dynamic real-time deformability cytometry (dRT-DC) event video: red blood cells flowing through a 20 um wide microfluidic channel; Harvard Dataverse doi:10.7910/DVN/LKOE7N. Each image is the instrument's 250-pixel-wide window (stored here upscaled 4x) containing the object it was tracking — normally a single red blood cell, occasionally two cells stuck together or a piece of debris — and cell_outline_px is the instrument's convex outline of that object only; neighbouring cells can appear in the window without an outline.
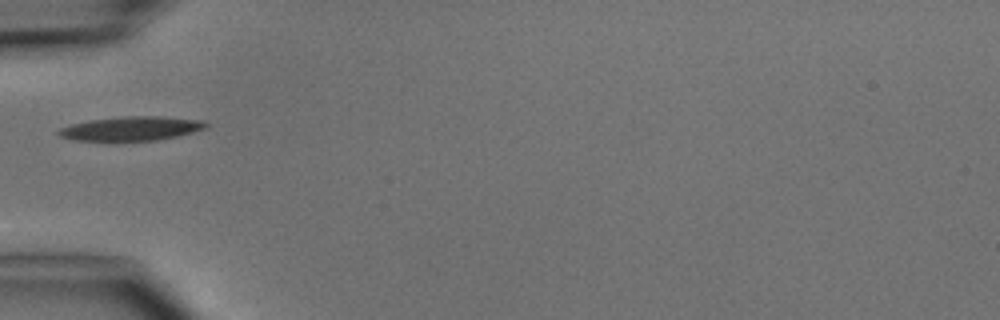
{"species": "common noctule bat (a hibernating species)", "species_latin": "Nyctalus noctula", "temperature_condition": "cold", "stored_images_in_passage": 1, "camera_frame_rate_fps": 3000, "um_per_image_px": 0.085, "animal": {"sex": "male", "body_mass_g": 15.6}, "frame": {"image": 1, "passage_image": 1, "time_ms": 0.0, "image_size_px": [1000, 320], "cell_outline_px": [[208, 128], [160, 140], [72, 140], [60, 136], [56, 132], [60, 128], [68, 124], [88, 120], [124, 116], [160, 116], [204, 120], [208, 124]], "centroid_in_image_um": [11.16, 10.91], "position_along_channel_um": 73.8, "area_um2": 20.75}}